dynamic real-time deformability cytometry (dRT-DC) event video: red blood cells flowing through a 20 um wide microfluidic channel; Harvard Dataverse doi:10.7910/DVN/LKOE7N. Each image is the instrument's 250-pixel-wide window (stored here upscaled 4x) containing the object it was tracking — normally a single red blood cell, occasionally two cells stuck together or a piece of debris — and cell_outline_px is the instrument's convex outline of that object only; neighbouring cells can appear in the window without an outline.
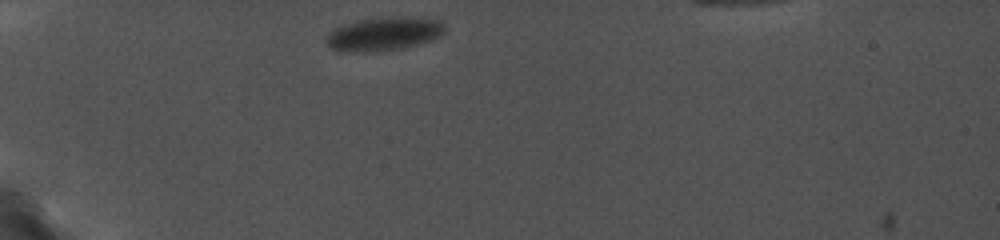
{"species": "common noctule bat (a hibernating species)", "species_latin": "Nyctalus noctula", "temperature_condition": "cold", "stored_images_in_passage": 7, "camera_frame_rate_fps": 5000, "um_per_image_px": 0.085, "animal": {"sex": "female", "body_mass_g": 19.0, "forearm_length_mm": 56.7}, "frame": {"image": 1, "passage_image": 1, "time_ms": 0.0, "image_size_px": [1000, 240], "cell_outline_px": [[444, 32], [440, 36], [432, 40], [400, 48], [376, 52], [344, 52], [328, 48], [324, 44], [324, 40], [328, 32], [332, 28], [356, 20], [396, 16], [420, 16], [440, 20], [444, 28]], "centroid_in_image_um": [32.56, 2.87], "position_along_channel_um": 52.4, "area_um2": 23.81}}
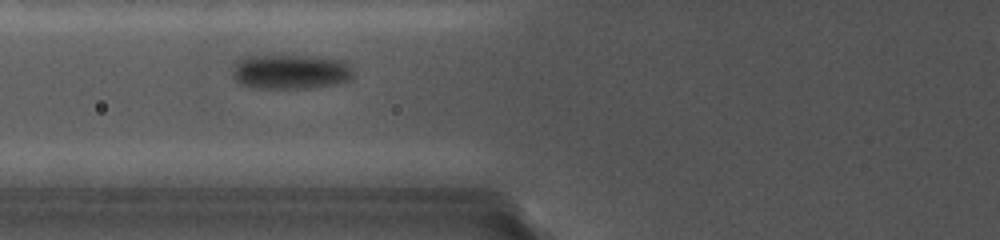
{"frame": {"image": 2, "passage_image": 4, "time_ms": 2.2, "image_size_px": [1000, 240], "cell_outline_px": [[352, 76], [348, 80], [336, 84], [308, 88], [252, 88], [240, 84], [232, 76], [232, 72], [236, 60], [244, 56], [272, 52], [328, 56], [344, 60], [348, 64], [352, 72]], "centroid_in_image_um": [24.65, 6.02], "position_along_channel_um": 101.2, "area_um2": 25.95}}